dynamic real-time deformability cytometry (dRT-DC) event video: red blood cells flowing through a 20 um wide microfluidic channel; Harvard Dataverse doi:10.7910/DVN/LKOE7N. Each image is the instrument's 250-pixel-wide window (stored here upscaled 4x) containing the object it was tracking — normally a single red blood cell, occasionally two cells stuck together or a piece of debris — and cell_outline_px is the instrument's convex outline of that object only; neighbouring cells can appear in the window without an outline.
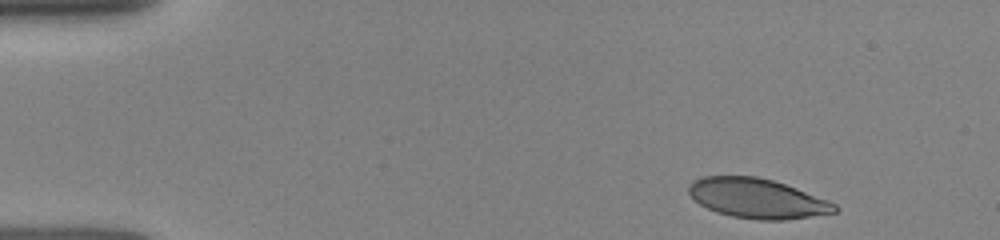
{"species": "human", "species_latin": "Homo sapiens", "temperature_condition": "room temperature", "stored_images_in_passage": 14, "camera_frame_rate_fps": 3000, "um_per_image_px": 0.085, "donor": {"sex": "female"}, "frame": {"image": 1, "passage_image": 1, "time_ms": 0.0, "image_size_px": [1000, 240], "cell_outline_px": [[840, 208], [836, 212], [784, 220], [756, 220], [732, 216], [716, 212], [700, 204], [688, 192], [688, 184], [692, 180], [704, 176], [756, 176], [772, 180], [796, 188], [828, 200], [836, 204]], "centroid_in_image_um": [64.35, 16.86], "position_along_channel_um": 20.6, "area_um2": 33.7}}
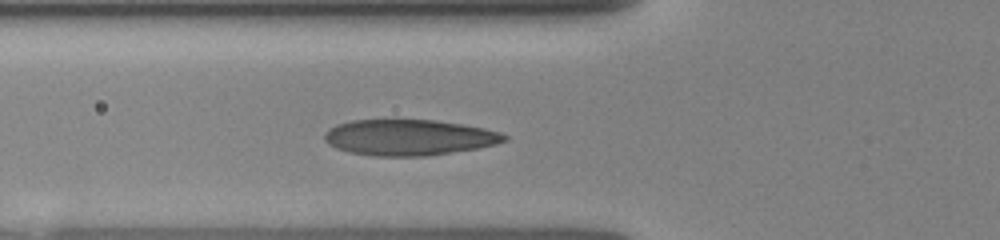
{"frame": {"image": 2, "passage_image": 11, "time_ms": 4.0, "image_size_px": [1000, 240], "cell_outline_px": [[508, 140], [496, 144], [476, 148], [428, 156], [376, 156], [352, 152], [336, 148], [328, 144], [324, 140], [324, 132], [336, 124], [352, 120], [436, 120], [484, 128], [500, 132], [508, 136]], "centroid_in_image_um": [34.75, 11.68], "position_along_channel_um": 91.0, "area_um2": 37.51}}
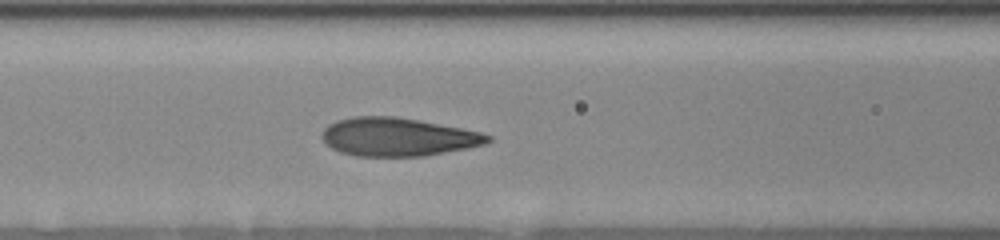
{"frame": {"image": 3, "passage_image": 14, "time_ms": 5.0, "image_size_px": [1000, 240], "cell_outline_px": [[492, 140], [484, 144], [468, 148], [424, 156], [356, 156], [340, 152], [332, 148], [320, 136], [324, 128], [328, 124], [336, 120], [352, 116], [396, 116], [460, 128], [480, 132], [492, 136]], "centroid_in_image_um": [33.79, 11.63], "position_along_channel_um": 132.8, "area_um2": 36.99}}